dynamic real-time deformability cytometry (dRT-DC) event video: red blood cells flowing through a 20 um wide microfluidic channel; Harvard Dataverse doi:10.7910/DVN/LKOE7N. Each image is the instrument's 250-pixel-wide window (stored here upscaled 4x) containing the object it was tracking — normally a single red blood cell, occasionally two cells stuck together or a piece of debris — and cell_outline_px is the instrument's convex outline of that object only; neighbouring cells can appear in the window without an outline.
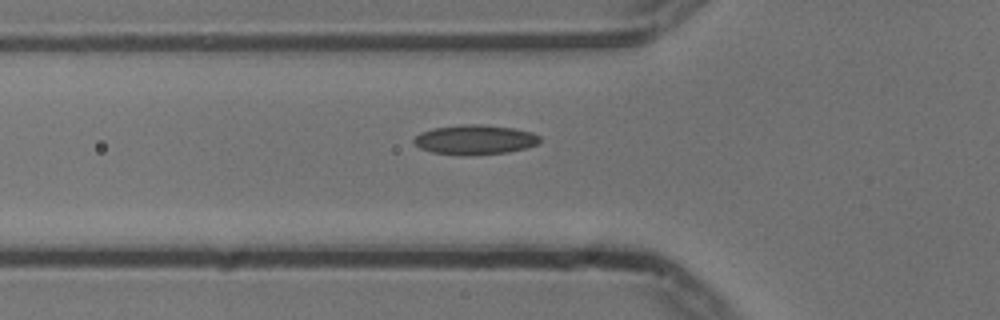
{"species": "common noctule bat (a hibernating species)", "species_latin": "Nyctalus noctula", "temperature_condition": "cold", "stored_images_in_passage": 40, "camera_frame_rate_fps": 3000, "um_per_image_px": 0.085, "animal": {"sex": "male", "body_mass_g": 13.3}, "frame": {"image": 1, "passage_image": 8, "time_ms": 2.333, "image_size_px": [1000, 320], "cell_outline_px": [[540, 140], [536, 144], [528, 148], [508, 152], [464, 156], [460, 156], [432, 152], [420, 148], [412, 140], [420, 132], [432, 128], [460, 124], [480, 124], [512, 128], [532, 132], [540, 136]], "centroid_in_image_um": [40.35, 11.88], "position_along_channel_um": 85.5, "area_um2": 21.96}}
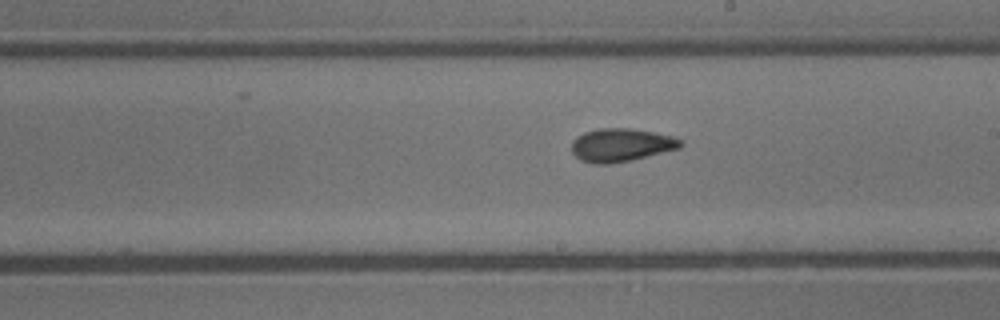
{"frame": {"image": 2, "passage_image": 20, "time_ms": 6.333, "image_size_px": [1000, 320], "cell_outline_px": [[684, 144], [680, 148], [632, 160], [608, 164], [592, 164], [580, 160], [572, 152], [572, 140], [576, 136], [584, 132], [600, 128], [628, 128], [652, 132], [672, 136], [680, 140]], "centroid_in_image_um": [52.76, 12.33], "position_along_channel_um": 236.2, "area_um2": 21.1}}
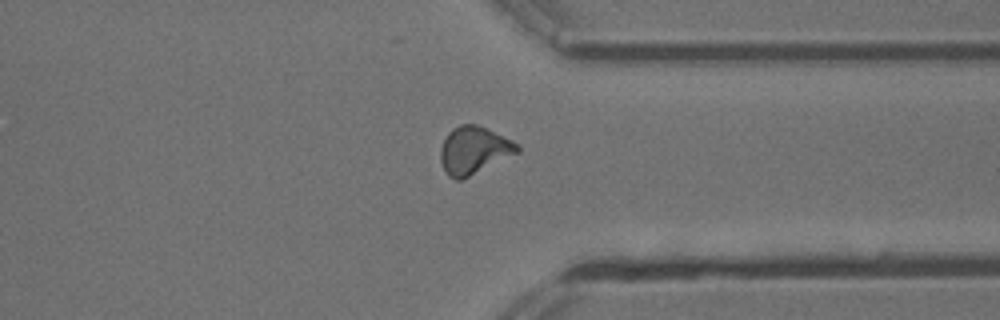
{"frame": {"image": 3, "passage_image": 31, "time_ms": 10.0, "image_size_px": [1000, 320], "cell_outline_px": [[520, 152], [460, 180], [456, 180], [448, 176], [440, 160], [440, 148], [448, 132], [452, 128], [460, 124], [476, 124], [512, 140], [520, 144]], "centroid_in_image_um": [40.28, 12.76], "position_along_channel_um": 371.1, "area_um2": 21.15}, "authors_computed_cell_mechanics": {"area_um2": 19.9699, "velocity_mm_per_s": 3.7497, "shape_relaxation_time_tau1_ms": 11.2306, "shape_relaxation_time_tau2_ms": 2.3616, "deformation_change_tau1": 0.2103, "deformation_change_tau2": 0.0963}}